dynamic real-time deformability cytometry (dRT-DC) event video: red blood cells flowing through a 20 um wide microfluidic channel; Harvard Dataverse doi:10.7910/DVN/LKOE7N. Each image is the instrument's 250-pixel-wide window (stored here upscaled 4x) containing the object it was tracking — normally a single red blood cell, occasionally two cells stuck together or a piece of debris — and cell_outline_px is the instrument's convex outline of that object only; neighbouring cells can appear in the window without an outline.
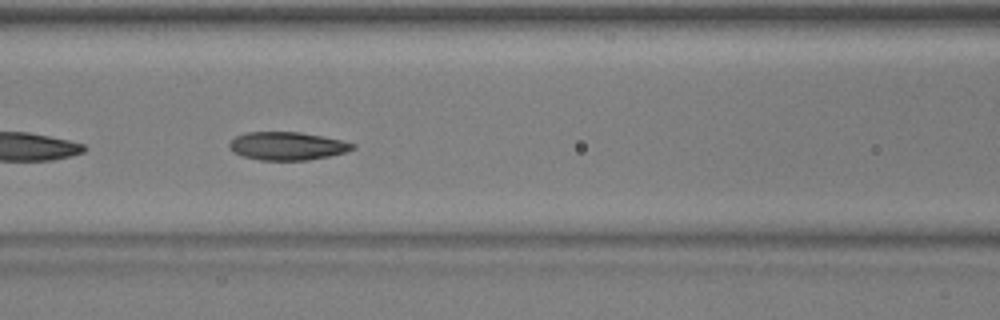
{"species": "common noctule bat (a hibernating species)", "species_latin": "Nyctalus noctula", "temperature_condition": "warm", "stored_images_in_passage": 44, "segment_of_instrument_passage": [2, 2], "camera_frame_rate_fps": 3000, "um_per_image_px": 0.085, "animal": {"sex": "male", "body_mass_g": 17.9, "forearm_length_mm": 54.2}, "frame": {"image": 1, "passage_image": 23, "time_ms": 7.333, "image_size_px": [1000, 320], "cell_outline_px": [[356, 148], [344, 152], [328, 156], [308, 160], [260, 160], [244, 156], [232, 152], [228, 148], [228, 144], [236, 136], [244, 132], [300, 132], [340, 140], [356, 144]], "centroid_in_image_um": [24.38, 12.41], "position_along_channel_um": 142.2, "area_um2": 20.11}}
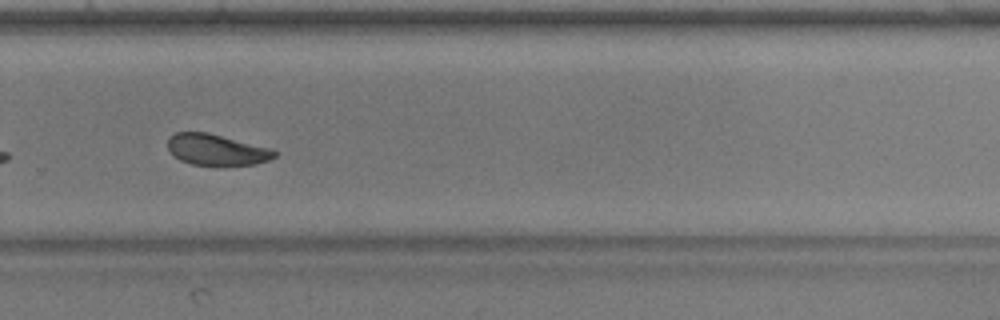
{"frame": {"image": 2, "passage_image": 36, "time_ms": 11.667, "image_size_px": [1000, 320], "cell_outline_px": [[276, 156], [268, 160], [256, 164], [192, 164], [180, 160], [168, 148], [168, 136], [176, 132], [208, 132], [272, 148], [276, 152]], "centroid_in_image_um": [18.41, 12.7], "position_along_channel_um": 311.4, "area_um2": 19.07}}